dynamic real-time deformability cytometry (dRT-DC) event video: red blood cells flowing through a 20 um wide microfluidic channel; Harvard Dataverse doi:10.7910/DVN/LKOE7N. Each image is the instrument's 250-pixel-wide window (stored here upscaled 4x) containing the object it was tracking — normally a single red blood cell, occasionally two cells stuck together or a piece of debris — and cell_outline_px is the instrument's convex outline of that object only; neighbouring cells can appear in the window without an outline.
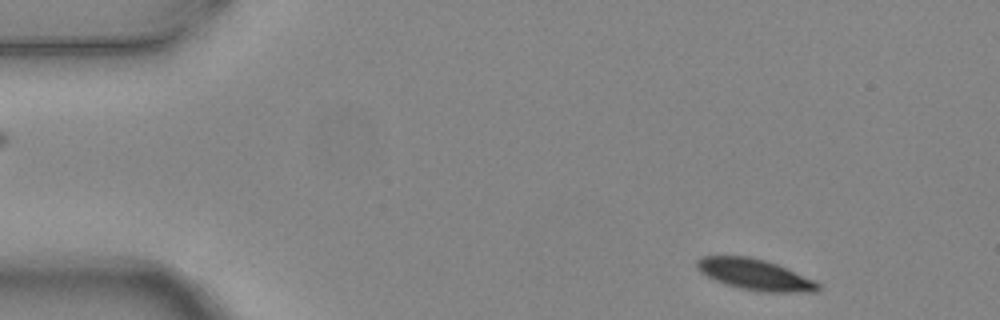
{"species": "common noctule bat (a hibernating species)", "species_latin": "Nyctalus noctula", "temperature_condition": "warm", "stored_images_in_passage": 6, "segment_of_instrument_passage": [2, 2], "camera_frame_rate_fps": 3000, "um_per_image_px": 0.085, "animal": {"sex": "female", "body_mass_g": 24.6, "forearm_length_mm": 56.2}, "frame": {"image": 1, "passage_image": 6, "time_ms": 1.667, "image_size_px": [1000, 320], "cell_outline_px": [[820, 292], [760, 292], [740, 288], [724, 284], [700, 272], [696, 268], [696, 260], [700, 256], [748, 256], [764, 260], [776, 264], [816, 280], [820, 284]], "centroid_in_image_um": [64.18, 23.34], "position_along_channel_um": 20.8, "area_um2": 22.02}}